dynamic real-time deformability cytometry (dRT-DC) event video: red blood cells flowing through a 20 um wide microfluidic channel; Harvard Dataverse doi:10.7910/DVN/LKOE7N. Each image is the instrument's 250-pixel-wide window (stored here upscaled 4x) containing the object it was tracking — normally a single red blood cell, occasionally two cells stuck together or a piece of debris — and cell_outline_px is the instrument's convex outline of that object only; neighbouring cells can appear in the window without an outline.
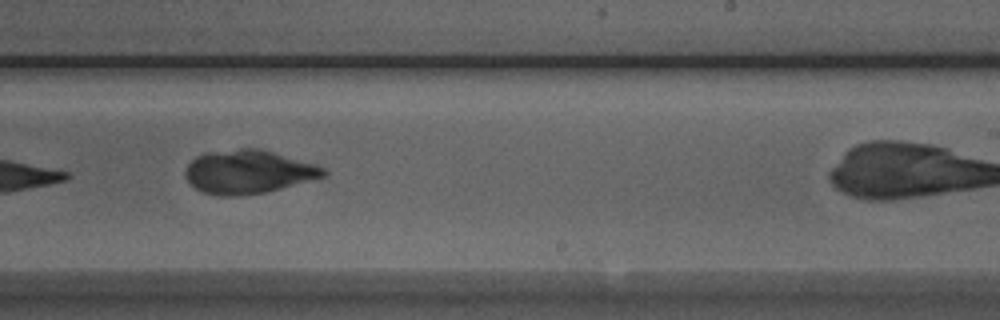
{"species": "Egyptian fruit bat (a non-hibernating species)", "species_latin": "Rousettus aegyptiacus", "temperature_condition": "room temperature", "stored_images_in_passage": 10, "camera_frame_rate_fps": 3000, "um_per_image_px": 0.085, "animal": {"sex": "male"}, "frame": {"image": 1, "passage_image": 7, "time_ms": 2.0, "image_size_px": [1000, 320], "cell_outline_px": [[328, 176], [264, 192], [236, 196], [220, 196], [200, 192], [188, 184], [184, 172], [188, 164], [196, 156], [204, 152], [240, 148], [260, 148], [316, 164], [324, 168], [328, 172]], "centroid_in_image_um": [21.07, 14.6], "position_along_channel_um": 267.9, "area_um2": 35.43}}